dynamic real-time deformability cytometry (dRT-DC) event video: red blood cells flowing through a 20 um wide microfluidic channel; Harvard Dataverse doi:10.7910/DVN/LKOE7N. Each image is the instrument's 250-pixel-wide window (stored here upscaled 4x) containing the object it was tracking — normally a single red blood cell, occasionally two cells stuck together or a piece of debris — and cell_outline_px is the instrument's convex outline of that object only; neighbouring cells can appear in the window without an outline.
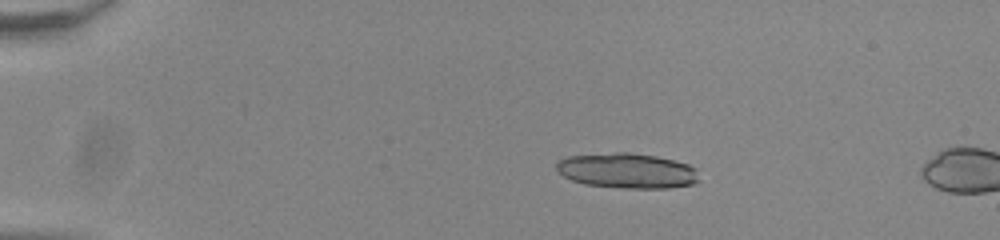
{"species": "common noctule bat (a hibernating species)", "species_latin": "Nyctalus noctula", "temperature_condition": "room temperature", "stored_images_in_passage": 15, "camera_frame_rate_fps": 3000, "um_per_image_px": 0.085, "animal": {"sex": "male", "body_mass_g": 20.0, "forearm_length_mm": 53.3}, "frame": {"image": 1, "passage_image": 11, "time_ms": 3.333, "image_size_px": [1000, 240], "cell_outline_px": [[700, 180], [692, 184], [668, 188], [624, 188], [584, 184], [572, 180], [564, 176], [556, 168], [556, 164], [560, 160], [568, 156], [616, 152], [628, 152], [656, 156], [688, 164], [696, 168]], "centroid_in_image_um": [53.33, 14.51], "position_along_channel_um": 31.7, "area_um2": 29.13}}